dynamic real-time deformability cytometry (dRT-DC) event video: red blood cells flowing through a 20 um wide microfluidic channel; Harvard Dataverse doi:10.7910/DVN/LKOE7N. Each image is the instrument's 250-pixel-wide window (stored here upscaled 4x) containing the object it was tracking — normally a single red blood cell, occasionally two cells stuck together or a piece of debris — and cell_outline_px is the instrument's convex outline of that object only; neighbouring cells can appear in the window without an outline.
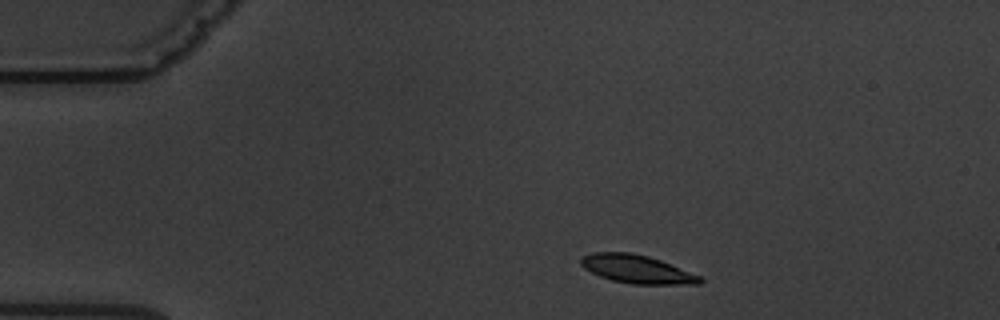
{"species": "common noctule bat (a hibernating species)", "species_latin": "Nyctalus noctula", "temperature_condition": "warm", "stored_images_in_passage": 2, "camera_frame_rate_fps": 3000, "um_per_image_px": 0.085, "animal": {"sex": "male", "body_mass_g": 19.5, "forearm_length_mm": 54.6}, "frame": {"image": 1, "passage_image": 1, "time_ms": 0.0, "image_size_px": [1000, 320], "cell_outline_px": [[704, 280], [700, 284], [632, 284], [612, 280], [600, 276], [584, 268], [580, 264], [580, 256], [592, 252], [628, 252], [648, 256], [660, 260], [700, 276]], "centroid_in_image_um": [54.1, 22.87], "position_along_channel_um": 30.9, "area_um2": 19.54}}